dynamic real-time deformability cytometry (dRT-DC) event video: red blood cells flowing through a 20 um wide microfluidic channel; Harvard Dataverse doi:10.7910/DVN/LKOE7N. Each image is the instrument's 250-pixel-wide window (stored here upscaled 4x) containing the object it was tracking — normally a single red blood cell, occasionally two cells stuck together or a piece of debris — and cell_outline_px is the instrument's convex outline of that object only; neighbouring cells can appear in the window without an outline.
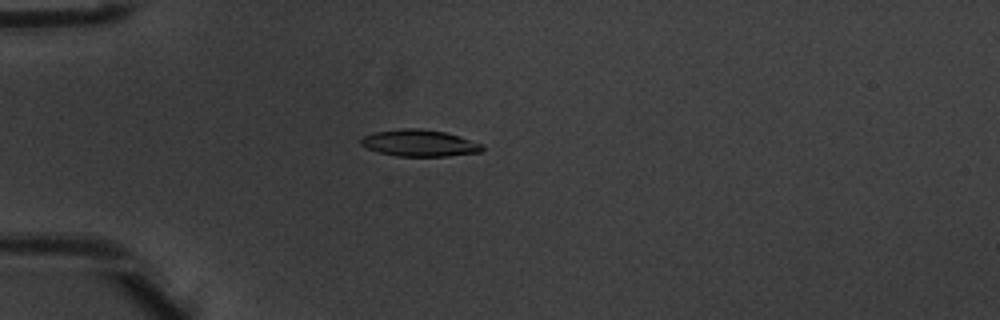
{"species": "common noctule bat (a hibernating species)", "species_latin": "Nyctalus noctula", "temperature_condition": "warm", "stored_images_in_passage": 4, "camera_frame_rate_fps": 3000, "um_per_image_px": 0.085, "animal": {"sex": "male", "body_mass_g": 20.1, "forearm_length_mm": 53.5}, "frame": {"image": 1, "passage_image": 3, "time_ms": 0.667, "image_size_px": [1000, 320], "cell_outline_px": [[484, 148], [480, 152], [448, 156], [396, 156], [380, 152], [368, 148], [360, 144], [360, 140], [364, 136], [372, 132], [404, 128], [420, 128], [444, 132], [480, 144]], "centroid_in_image_um": [35.6, 12.16], "position_along_channel_um": 49.4, "area_um2": 18.55}}